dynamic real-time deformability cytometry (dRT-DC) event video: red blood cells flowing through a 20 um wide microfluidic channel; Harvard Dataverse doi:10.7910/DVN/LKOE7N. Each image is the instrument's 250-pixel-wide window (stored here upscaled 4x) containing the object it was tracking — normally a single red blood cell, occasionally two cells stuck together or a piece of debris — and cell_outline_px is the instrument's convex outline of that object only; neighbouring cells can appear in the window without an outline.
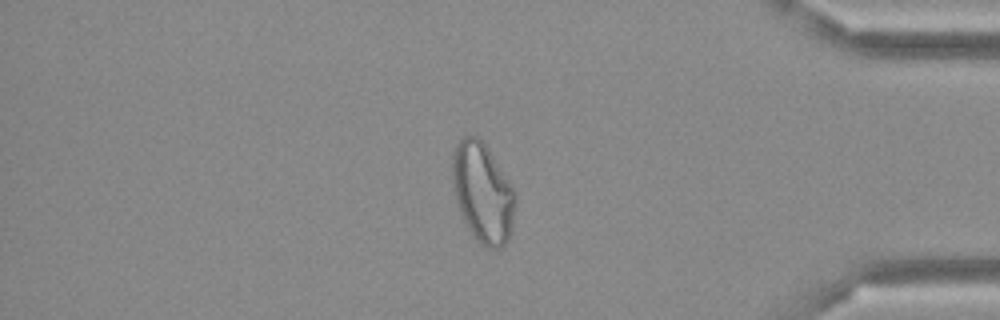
{"species": "Egyptian fruit bat (a non-hibernating species)", "species_latin": "Rousettus aegyptiacus", "temperature_condition": "cold", "stored_images_in_passage": 48, "camera_frame_rate_fps": 3000, "um_per_image_px": 0.085, "frame": {"image": 1, "passage_image": 41, "time_ms": 13.333, "image_size_px": [1000, 320], "cell_outline_px": [[516, 204], [512, 224], [508, 240], [500, 248], [484, 248], [472, 236], [456, 204], [452, 184], [452, 152], [456, 144], [464, 136], [476, 136], [484, 144], [516, 188]], "centroid_in_image_um": [41.03, 16.4], "position_along_channel_um": 394.2, "area_um2": 37.05}}